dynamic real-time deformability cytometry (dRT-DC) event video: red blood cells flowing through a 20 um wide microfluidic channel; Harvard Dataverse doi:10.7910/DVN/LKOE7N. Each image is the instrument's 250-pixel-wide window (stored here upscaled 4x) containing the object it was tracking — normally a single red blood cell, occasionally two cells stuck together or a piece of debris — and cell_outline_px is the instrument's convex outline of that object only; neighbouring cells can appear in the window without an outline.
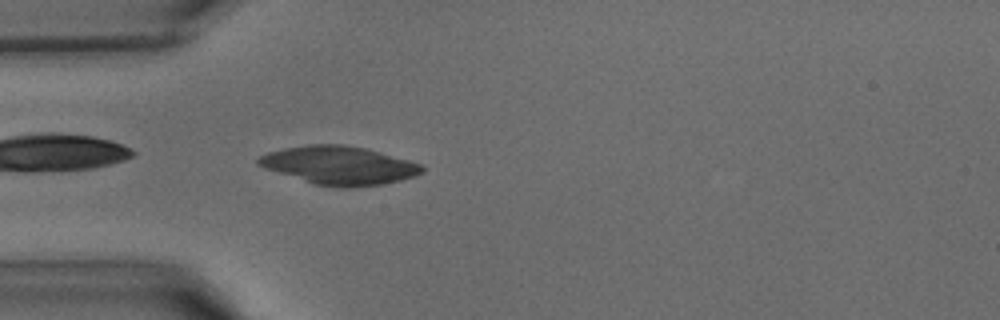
{"species": "common noctule bat (a hibernating species)", "species_latin": "Nyctalus noctula", "temperature_condition": "warm", "stored_images_in_passage": 30, "camera_frame_rate_fps": 3000, "um_per_image_px": 0.085, "animal": {"sex": "male", "body_mass_g": 15.6}, "frame": {"image": 1, "passage_image": 1, "time_ms": 0.0, "image_size_px": [1000, 320], "cell_outline_px": [[424, 172], [416, 176], [384, 184], [352, 188], [340, 188], [312, 184], [264, 168], [256, 164], [256, 160], [260, 156], [268, 152], [284, 148], [312, 144], [344, 144], [368, 148], [408, 160], [420, 164], [424, 168]], "centroid_in_image_um": [28.83, 14.06], "position_along_channel_um": 56.2, "area_um2": 36.93}}
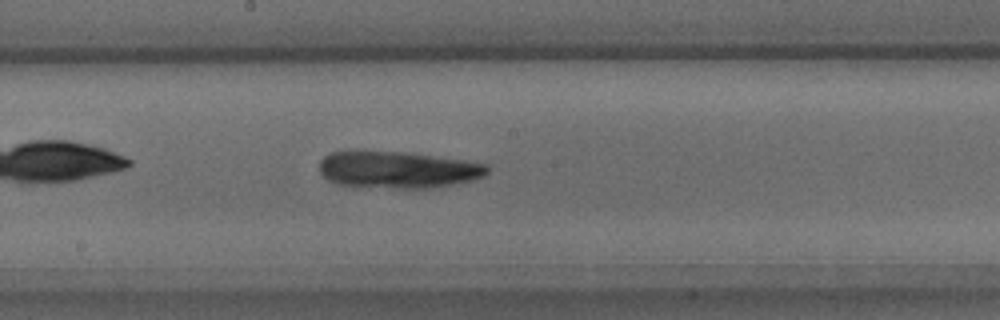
{"frame": {"image": 2, "passage_image": 11, "time_ms": 3.333, "image_size_px": [1000, 320], "cell_outline_px": [[492, 168], [484, 176], [472, 180], [428, 188], [396, 188], [340, 184], [328, 180], [320, 172], [320, 160], [324, 156], [332, 152], [404, 152], [464, 160], [488, 164]], "centroid_in_image_um": [33.86, 14.42], "position_along_channel_um": 214.3, "area_um2": 35.49}}
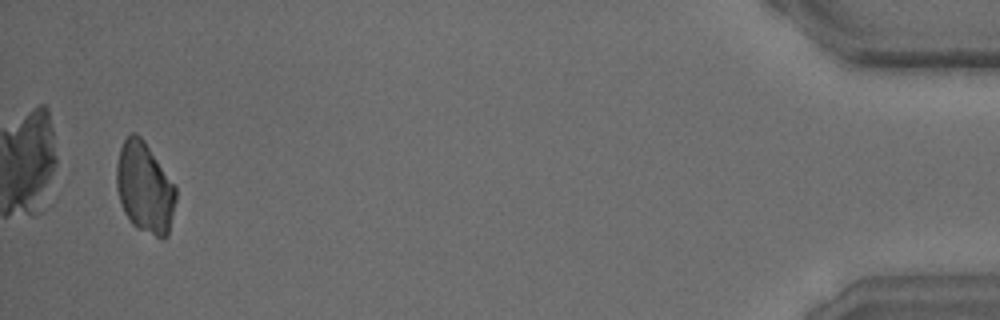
{"frame": {"image": 3, "passage_image": 29, "time_ms": 9.333, "image_size_px": [1000, 320], "cell_outline_px": [[176, 200], [168, 236], [164, 240], [160, 240], [136, 228], [132, 224], [124, 212], [120, 204], [116, 188], [116, 164], [120, 148], [124, 140], [132, 132], [136, 132], [144, 140], [176, 184]], "centroid_in_image_um": [12.31, 15.98], "position_along_channel_um": 422.9, "area_um2": 32.14}}